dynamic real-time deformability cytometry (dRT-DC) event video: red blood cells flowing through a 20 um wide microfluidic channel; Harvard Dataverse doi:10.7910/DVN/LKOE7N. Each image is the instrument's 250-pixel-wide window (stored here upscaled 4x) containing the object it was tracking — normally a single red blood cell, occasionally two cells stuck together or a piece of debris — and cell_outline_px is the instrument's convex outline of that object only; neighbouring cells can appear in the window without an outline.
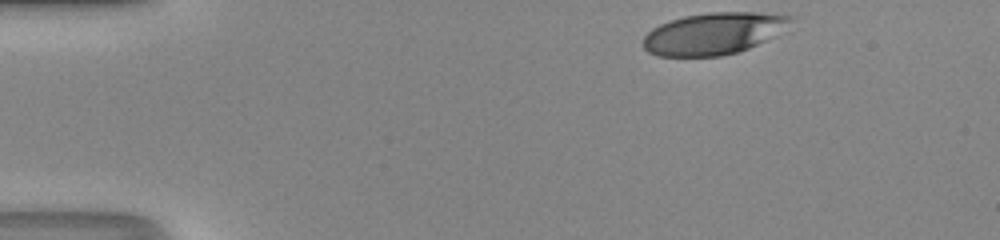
{"species": "human", "species_latin": "Homo sapiens", "temperature_condition": "room temperature", "stored_images_in_passage": 34, "camera_frame_rate_fps": 3000, "um_per_image_px": 0.085, "donor": {"sex": "male"}, "frame": {"image": 1, "passage_image": 1, "time_ms": 0.0, "image_size_px": [1000, 240], "cell_outline_px": [[796, 16], [764, 40], [748, 48], [736, 52], [720, 56], [660, 56], [648, 52], [644, 48], [644, 36], [652, 28], [660, 24], [684, 16], [708, 12], [756, 12]], "centroid_in_image_um": [60.56, 2.84], "position_along_channel_um": 24.4, "area_um2": 35.08}}
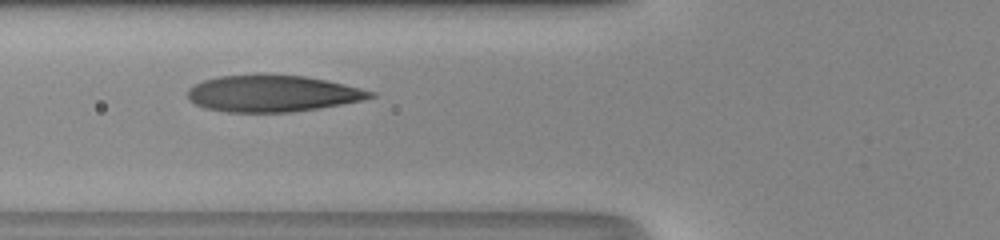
{"frame": {"image": 2, "passage_image": 13, "time_ms": 4.0, "image_size_px": [1000, 240], "cell_outline_px": [[376, 96], [360, 100], [340, 104], [292, 112], [228, 112], [204, 108], [188, 100], [188, 88], [204, 80], [220, 76], [304, 76], [344, 84], [376, 92]], "centroid_in_image_um": [23.14, 7.97], "position_along_channel_um": 102.7, "area_um2": 38.09}}
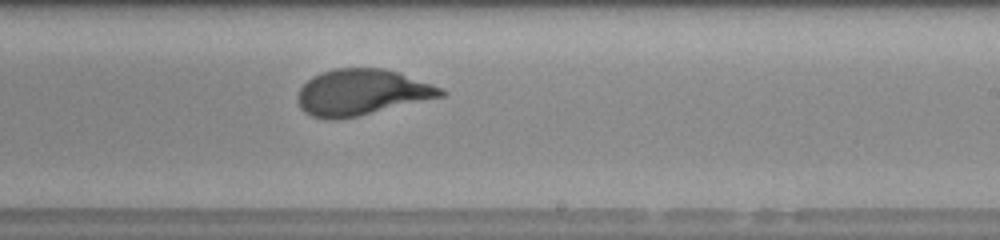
{"frame": {"image": 3, "passage_image": 24, "time_ms": 7.667, "image_size_px": [1000, 240], "cell_outline_px": [[448, 92], [444, 96], [356, 116], [336, 120], [328, 120], [312, 116], [304, 112], [300, 108], [296, 100], [296, 96], [300, 88], [312, 76], [320, 72], [336, 68], [384, 68], [400, 72], [440, 88]], "centroid_in_image_um": [30.69, 7.84], "position_along_channel_um": 258.3, "area_um2": 38.38}, "authors_computed_cell_mechanics": {"area_um2": 38.4081, "velocity_mm_per_s": 4.2463, "shape_relaxation_time_tau1_ms": 3.5277, "shape_relaxation_time_tau2_ms": null, "deformation_change_tau1": 0.2166, "deformation_change_tau2": null}}